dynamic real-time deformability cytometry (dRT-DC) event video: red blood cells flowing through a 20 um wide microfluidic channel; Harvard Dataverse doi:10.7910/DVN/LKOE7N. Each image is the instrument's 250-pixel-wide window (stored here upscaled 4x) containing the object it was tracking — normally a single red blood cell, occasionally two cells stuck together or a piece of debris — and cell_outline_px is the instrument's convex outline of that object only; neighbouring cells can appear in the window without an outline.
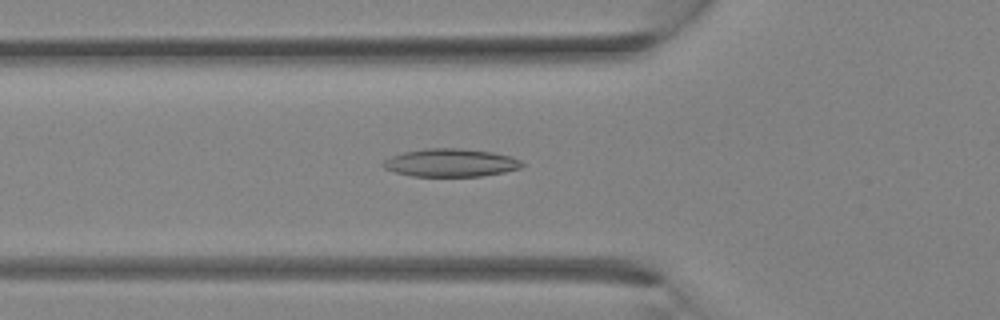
{"species": "Egyptian fruit bat (a non-hibernating species)", "species_latin": "Rousettus aegyptiacus", "temperature_condition": "room temperature", "stored_images_in_passage": 32, "camera_frame_rate_fps": 3000, "um_per_image_px": 0.085, "animal": {"sex": "female"}, "frame": {"image": 1, "passage_image": 11, "time_ms": 3.333, "image_size_px": [1000, 320], "cell_outline_px": [[524, 164], [520, 168], [504, 172], [480, 176], [412, 176], [396, 172], [384, 168], [380, 164], [384, 160], [392, 156], [404, 152], [424, 148], [460, 148], [492, 152], [512, 156], [520, 160]], "centroid_in_image_um": [38.3, 13.83], "position_along_channel_um": 87.5, "area_um2": 22.66}}
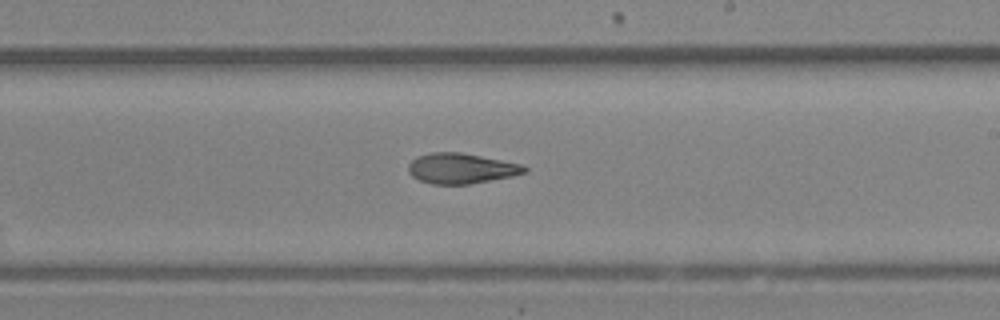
{"frame": {"image": 2, "passage_image": 19, "time_ms": 6.0, "image_size_px": [1000, 320], "cell_outline_px": [[528, 172], [512, 176], [468, 184], [432, 184], [420, 180], [412, 176], [408, 172], [408, 164], [416, 156], [432, 152], [460, 152], [524, 164], [528, 168]], "centroid_in_image_um": [39.21, 14.3], "position_along_channel_um": 249.8, "area_um2": 20.63}}
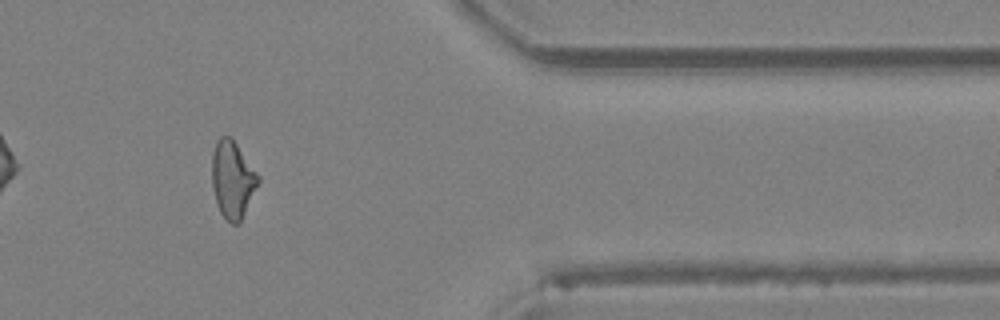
{"frame": {"image": 3, "passage_image": 27, "time_ms": 8.667, "image_size_px": [1000, 320], "cell_outline_px": [[260, 180], [240, 224], [232, 224], [220, 212], [212, 188], [212, 152], [216, 140], [220, 136], [228, 136], [236, 144], [260, 176]], "centroid_in_image_um": [19.76, 15.27], "position_along_channel_um": 391.6, "area_um2": 20.69}}